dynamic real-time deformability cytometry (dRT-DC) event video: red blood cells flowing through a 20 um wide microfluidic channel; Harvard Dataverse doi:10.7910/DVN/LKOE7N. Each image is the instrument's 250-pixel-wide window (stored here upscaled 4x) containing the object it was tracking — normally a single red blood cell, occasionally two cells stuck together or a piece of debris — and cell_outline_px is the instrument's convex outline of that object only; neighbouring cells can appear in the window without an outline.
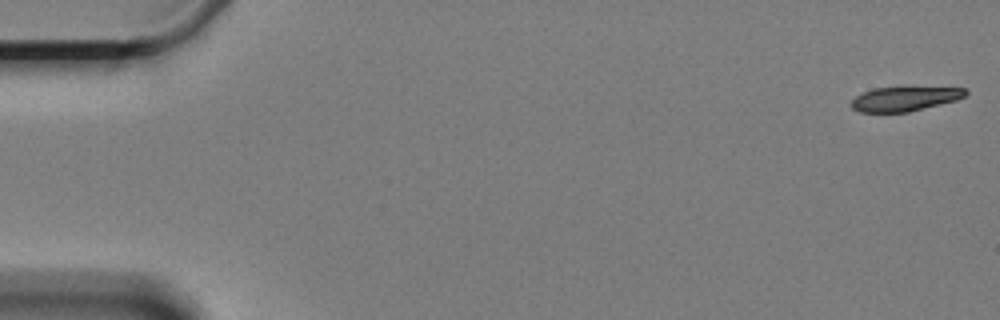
{"species": "Egyptian fruit bat (a non-hibernating species)", "species_latin": "Rousettus aegyptiacus", "temperature_condition": "cold", "stored_images_in_passage": 60, "camera_frame_rate_fps": 3000, "um_per_image_px": 0.085, "animal": {"sex": "female"}, "frame": {"image": 1, "passage_image": 1, "time_ms": 0.0, "image_size_px": [1000, 320], "cell_outline_px": [[968, 92], [964, 96], [956, 100], [908, 112], [860, 112], [852, 108], [848, 104], [856, 96], [864, 92], [876, 88], [904, 84], [968, 88]], "centroid_in_image_um": [76.94, 8.33], "position_along_channel_um": 8.1, "area_um2": 17.22}}
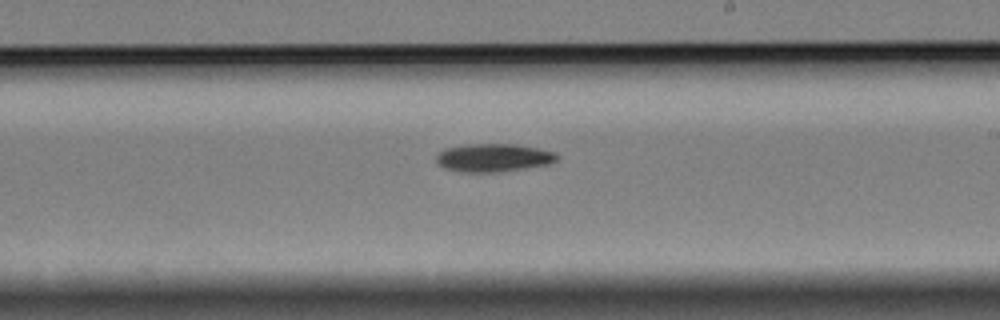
{"frame": {"image": 2, "passage_image": 35, "time_ms": 11.333, "image_size_px": [1000, 320], "cell_outline_px": [[560, 156], [556, 160], [548, 164], [492, 172], [464, 172], [444, 168], [436, 160], [436, 156], [444, 148], [464, 144], [516, 144], [556, 152]], "centroid_in_image_um": [41.92, 13.38], "position_along_channel_um": 247.1, "area_um2": 19.54}}
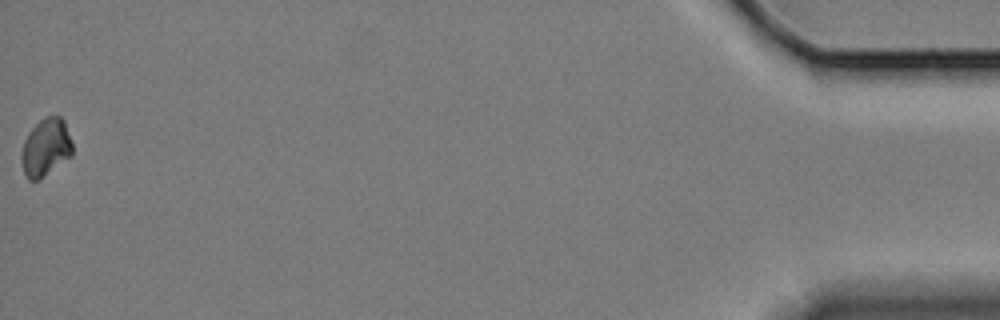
{"frame": {"image": 3, "passage_image": 60, "time_ms": 19.667, "image_size_px": [1000, 320], "cell_outline_px": [[72, 156], [36, 180], [28, 180], [24, 172], [20, 160], [20, 156], [24, 140], [28, 132], [44, 116], [60, 116], [64, 120], [72, 144]], "centroid_in_image_um": [3.87, 12.51], "position_along_channel_um": 431.3, "area_um2": 16.99}, "authors_computed_cell_mechanics": {"area_um2": 18.6405, "velocity_mm_per_s": 3.3267, "shape_relaxation_time_tau1_ms": 2.3253, "shape_relaxation_time_tau2_ms": null, "deformation_change_tau1": 0.0769, "deformation_change_tau2": null}}